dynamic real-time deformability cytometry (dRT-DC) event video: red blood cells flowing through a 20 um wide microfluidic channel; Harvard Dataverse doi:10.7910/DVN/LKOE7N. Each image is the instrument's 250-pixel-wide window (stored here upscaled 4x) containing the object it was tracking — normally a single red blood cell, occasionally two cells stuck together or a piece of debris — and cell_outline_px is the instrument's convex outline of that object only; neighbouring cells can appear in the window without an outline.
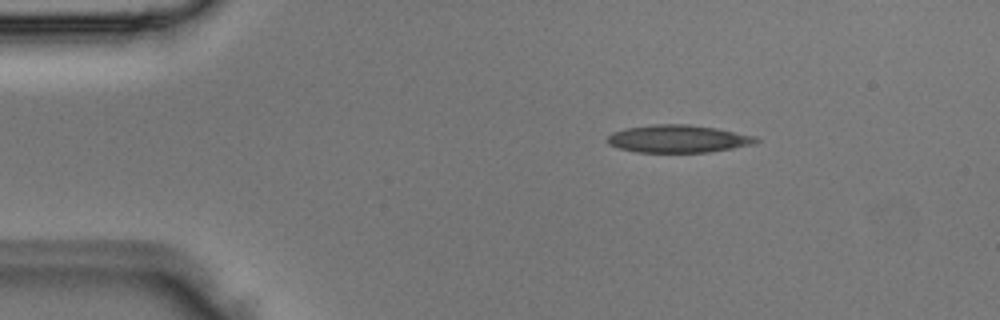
{"species": "Egyptian fruit bat (a non-hibernating species)", "species_latin": "Rousettus aegyptiacus", "temperature_condition": "room temperature", "stored_images_in_passage": 3, "camera_frame_rate_fps": 3000, "um_per_image_px": 0.085, "animal": {"sex": "male"}, "frame": {"image": 1, "passage_image": 1, "time_ms": 0.0, "image_size_px": [1000, 320], "cell_outline_px": [[760, 140], [756, 144], [708, 152], [636, 152], [620, 148], [608, 144], [608, 136], [612, 132], [624, 128], [652, 124], [688, 124], [716, 128], [756, 136]], "centroid_in_image_um": [57.65, 11.79], "position_along_channel_um": 27.4, "area_um2": 23.99}}